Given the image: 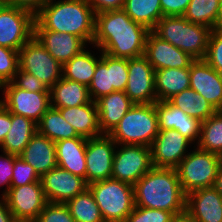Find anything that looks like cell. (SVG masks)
Instances as JSON below:
<instances>
[{
    "instance_id": "cell-1",
    "label": "cell",
    "mask_w": 222,
    "mask_h": 222,
    "mask_svg": "<svg viewBox=\"0 0 222 222\" xmlns=\"http://www.w3.org/2000/svg\"><path fill=\"white\" fill-rule=\"evenodd\" d=\"M150 30L133 21L123 9L96 14L92 42L101 52L115 58H138L144 55Z\"/></svg>"
},
{
    "instance_id": "cell-2",
    "label": "cell",
    "mask_w": 222,
    "mask_h": 222,
    "mask_svg": "<svg viewBox=\"0 0 222 222\" xmlns=\"http://www.w3.org/2000/svg\"><path fill=\"white\" fill-rule=\"evenodd\" d=\"M55 1V2H54ZM48 0L35 15L34 30L70 33L92 44L96 13L87 0Z\"/></svg>"
},
{
    "instance_id": "cell-3",
    "label": "cell",
    "mask_w": 222,
    "mask_h": 222,
    "mask_svg": "<svg viewBox=\"0 0 222 222\" xmlns=\"http://www.w3.org/2000/svg\"><path fill=\"white\" fill-rule=\"evenodd\" d=\"M133 187L135 206L173 214L186 209V195L176 169L153 167Z\"/></svg>"
},
{
    "instance_id": "cell-4",
    "label": "cell",
    "mask_w": 222,
    "mask_h": 222,
    "mask_svg": "<svg viewBox=\"0 0 222 222\" xmlns=\"http://www.w3.org/2000/svg\"><path fill=\"white\" fill-rule=\"evenodd\" d=\"M213 29L188 21L183 16H163L152 32L195 60L205 58Z\"/></svg>"
},
{
    "instance_id": "cell-5",
    "label": "cell",
    "mask_w": 222,
    "mask_h": 222,
    "mask_svg": "<svg viewBox=\"0 0 222 222\" xmlns=\"http://www.w3.org/2000/svg\"><path fill=\"white\" fill-rule=\"evenodd\" d=\"M159 133L155 103L134 104L111 131L109 136L117 144L151 147Z\"/></svg>"
},
{
    "instance_id": "cell-6",
    "label": "cell",
    "mask_w": 222,
    "mask_h": 222,
    "mask_svg": "<svg viewBox=\"0 0 222 222\" xmlns=\"http://www.w3.org/2000/svg\"><path fill=\"white\" fill-rule=\"evenodd\" d=\"M105 222H124L135 208L133 185L109 178L88 185Z\"/></svg>"
},
{
    "instance_id": "cell-7",
    "label": "cell",
    "mask_w": 222,
    "mask_h": 222,
    "mask_svg": "<svg viewBox=\"0 0 222 222\" xmlns=\"http://www.w3.org/2000/svg\"><path fill=\"white\" fill-rule=\"evenodd\" d=\"M220 166L221 156L218 154L197 147L187 153L176 168L184 194L214 186Z\"/></svg>"
},
{
    "instance_id": "cell-8",
    "label": "cell",
    "mask_w": 222,
    "mask_h": 222,
    "mask_svg": "<svg viewBox=\"0 0 222 222\" xmlns=\"http://www.w3.org/2000/svg\"><path fill=\"white\" fill-rule=\"evenodd\" d=\"M63 65L33 36L19 50V68L50 89L62 77Z\"/></svg>"
},
{
    "instance_id": "cell-9",
    "label": "cell",
    "mask_w": 222,
    "mask_h": 222,
    "mask_svg": "<svg viewBox=\"0 0 222 222\" xmlns=\"http://www.w3.org/2000/svg\"><path fill=\"white\" fill-rule=\"evenodd\" d=\"M116 149L111 178L134 185L153 168L150 147L117 144Z\"/></svg>"
},
{
    "instance_id": "cell-10",
    "label": "cell",
    "mask_w": 222,
    "mask_h": 222,
    "mask_svg": "<svg viewBox=\"0 0 222 222\" xmlns=\"http://www.w3.org/2000/svg\"><path fill=\"white\" fill-rule=\"evenodd\" d=\"M35 15L25 9L0 7V46L19 51L34 36Z\"/></svg>"
},
{
    "instance_id": "cell-11",
    "label": "cell",
    "mask_w": 222,
    "mask_h": 222,
    "mask_svg": "<svg viewBox=\"0 0 222 222\" xmlns=\"http://www.w3.org/2000/svg\"><path fill=\"white\" fill-rule=\"evenodd\" d=\"M4 98L0 102L10 113L24 116L38 123L43 114L51 107L50 92H30L17 87L13 82L0 87Z\"/></svg>"
},
{
    "instance_id": "cell-12",
    "label": "cell",
    "mask_w": 222,
    "mask_h": 222,
    "mask_svg": "<svg viewBox=\"0 0 222 222\" xmlns=\"http://www.w3.org/2000/svg\"><path fill=\"white\" fill-rule=\"evenodd\" d=\"M18 222H33L48 203L41 181L10 187L3 196Z\"/></svg>"
},
{
    "instance_id": "cell-13",
    "label": "cell",
    "mask_w": 222,
    "mask_h": 222,
    "mask_svg": "<svg viewBox=\"0 0 222 222\" xmlns=\"http://www.w3.org/2000/svg\"><path fill=\"white\" fill-rule=\"evenodd\" d=\"M116 146L117 143L108 134L87 139L85 159L88 185L111 178Z\"/></svg>"
},
{
    "instance_id": "cell-14",
    "label": "cell",
    "mask_w": 222,
    "mask_h": 222,
    "mask_svg": "<svg viewBox=\"0 0 222 222\" xmlns=\"http://www.w3.org/2000/svg\"><path fill=\"white\" fill-rule=\"evenodd\" d=\"M124 92L135 104L157 101L155 70L144 56L128 59V82Z\"/></svg>"
},
{
    "instance_id": "cell-15",
    "label": "cell",
    "mask_w": 222,
    "mask_h": 222,
    "mask_svg": "<svg viewBox=\"0 0 222 222\" xmlns=\"http://www.w3.org/2000/svg\"><path fill=\"white\" fill-rule=\"evenodd\" d=\"M192 144L177 130H159L151 145L153 167L176 169Z\"/></svg>"
},
{
    "instance_id": "cell-16",
    "label": "cell",
    "mask_w": 222,
    "mask_h": 222,
    "mask_svg": "<svg viewBox=\"0 0 222 222\" xmlns=\"http://www.w3.org/2000/svg\"><path fill=\"white\" fill-rule=\"evenodd\" d=\"M48 202L66 203L88 188L85 179L56 166L40 177Z\"/></svg>"
},
{
    "instance_id": "cell-17",
    "label": "cell",
    "mask_w": 222,
    "mask_h": 222,
    "mask_svg": "<svg viewBox=\"0 0 222 222\" xmlns=\"http://www.w3.org/2000/svg\"><path fill=\"white\" fill-rule=\"evenodd\" d=\"M143 56L149 61L154 70L190 68L195 61L190 55L162 40L152 31L147 35Z\"/></svg>"
},
{
    "instance_id": "cell-18",
    "label": "cell",
    "mask_w": 222,
    "mask_h": 222,
    "mask_svg": "<svg viewBox=\"0 0 222 222\" xmlns=\"http://www.w3.org/2000/svg\"><path fill=\"white\" fill-rule=\"evenodd\" d=\"M189 77L190 88L203 96L217 111L222 110V74L201 59L191 64Z\"/></svg>"
},
{
    "instance_id": "cell-19",
    "label": "cell",
    "mask_w": 222,
    "mask_h": 222,
    "mask_svg": "<svg viewBox=\"0 0 222 222\" xmlns=\"http://www.w3.org/2000/svg\"><path fill=\"white\" fill-rule=\"evenodd\" d=\"M155 108L158 117L159 130H177L191 143L200 137L201 122L173 106L169 101H156ZM196 140V141H195Z\"/></svg>"
},
{
    "instance_id": "cell-20",
    "label": "cell",
    "mask_w": 222,
    "mask_h": 222,
    "mask_svg": "<svg viewBox=\"0 0 222 222\" xmlns=\"http://www.w3.org/2000/svg\"><path fill=\"white\" fill-rule=\"evenodd\" d=\"M186 210L196 222H222V196L212 186L186 195Z\"/></svg>"
},
{
    "instance_id": "cell-21",
    "label": "cell",
    "mask_w": 222,
    "mask_h": 222,
    "mask_svg": "<svg viewBox=\"0 0 222 222\" xmlns=\"http://www.w3.org/2000/svg\"><path fill=\"white\" fill-rule=\"evenodd\" d=\"M34 36L62 65L79 54L87 45L80 37L66 32L34 30Z\"/></svg>"
},
{
    "instance_id": "cell-22",
    "label": "cell",
    "mask_w": 222,
    "mask_h": 222,
    "mask_svg": "<svg viewBox=\"0 0 222 222\" xmlns=\"http://www.w3.org/2000/svg\"><path fill=\"white\" fill-rule=\"evenodd\" d=\"M102 134H110L135 104L124 91H115L95 101Z\"/></svg>"
},
{
    "instance_id": "cell-23",
    "label": "cell",
    "mask_w": 222,
    "mask_h": 222,
    "mask_svg": "<svg viewBox=\"0 0 222 222\" xmlns=\"http://www.w3.org/2000/svg\"><path fill=\"white\" fill-rule=\"evenodd\" d=\"M19 157L30 164L40 177L58 165L55 142L38 132L31 138Z\"/></svg>"
},
{
    "instance_id": "cell-24",
    "label": "cell",
    "mask_w": 222,
    "mask_h": 222,
    "mask_svg": "<svg viewBox=\"0 0 222 222\" xmlns=\"http://www.w3.org/2000/svg\"><path fill=\"white\" fill-rule=\"evenodd\" d=\"M57 166L86 180L87 138L75 137L55 142Z\"/></svg>"
},
{
    "instance_id": "cell-25",
    "label": "cell",
    "mask_w": 222,
    "mask_h": 222,
    "mask_svg": "<svg viewBox=\"0 0 222 222\" xmlns=\"http://www.w3.org/2000/svg\"><path fill=\"white\" fill-rule=\"evenodd\" d=\"M56 109L72 125L79 136L88 139L102 135L96 102L91 100L89 103L80 106Z\"/></svg>"
},
{
    "instance_id": "cell-26",
    "label": "cell",
    "mask_w": 222,
    "mask_h": 222,
    "mask_svg": "<svg viewBox=\"0 0 222 222\" xmlns=\"http://www.w3.org/2000/svg\"><path fill=\"white\" fill-rule=\"evenodd\" d=\"M50 105L67 108L87 104L91 101L88 87L61 77L50 89Z\"/></svg>"
},
{
    "instance_id": "cell-27",
    "label": "cell",
    "mask_w": 222,
    "mask_h": 222,
    "mask_svg": "<svg viewBox=\"0 0 222 222\" xmlns=\"http://www.w3.org/2000/svg\"><path fill=\"white\" fill-rule=\"evenodd\" d=\"M190 88L189 68L155 70L157 101H168L174 95Z\"/></svg>"
},
{
    "instance_id": "cell-28",
    "label": "cell",
    "mask_w": 222,
    "mask_h": 222,
    "mask_svg": "<svg viewBox=\"0 0 222 222\" xmlns=\"http://www.w3.org/2000/svg\"><path fill=\"white\" fill-rule=\"evenodd\" d=\"M36 132L37 123L11 113V127L0 145L1 151L19 156Z\"/></svg>"
},
{
    "instance_id": "cell-29",
    "label": "cell",
    "mask_w": 222,
    "mask_h": 222,
    "mask_svg": "<svg viewBox=\"0 0 222 222\" xmlns=\"http://www.w3.org/2000/svg\"><path fill=\"white\" fill-rule=\"evenodd\" d=\"M98 58L89 50L83 49L63 64L62 77L88 87L95 73L96 65L101 60V55Z\"/></svg>"
},
{
    "instance_id": "cell-30",
    "label": "cell",
    "mask_w": 222,
    "mask_h": 222,
    "mask_svg": "<svg viewBox=\"0 0 222 222\" xmlns=\"http://www.w3.org/2000/svg\"><path fill=\"white\" fill-rule=\"evenodd\" d=\"M168 101L201 123L217 112L211 103L192 88L183 90Z\"/></svg>"
},
{
    "instance_id": "cell-31",
    "label": "cell",
    "mask_w": 222,
    "mask_h": 222,
    "mask_svg": "<svg viewBox=\"0 0 222 222\" xmlns=\"http://www.w3.org/2000/svg\"><path fill=\"white\" fill-rule=\"evenodd\" d=\"M37 132L53 142L63 139L82 137L77 134L56 108L50 107L37 123Z\"/></svg>"
},
{
    "instance_id": "cell-32",
    "label": "cell",
    "mask_w": 222,
    "mask_h": 222,
    "mask_svg": "<svg viewBox=\"0 0 222 222\" xmlns=\"http://www.w3.org/2000/svg\"><path fill=\"white\" fill-rule=\"evenodd\" d=\"M123 10L133 21L150 31L163 17L160 0H125Z\"/></svg>"
},
{
    "instance_id": "cell-33",
    "label": "cell",
    "mask_w": 222,
    "mask_h": 222,
    "mask_svg": "<svg viewBox=\"0 0 222 222\" xmlns=\"http://www.w3.org/2000/svg\"><path fill=\"white\" fill-rule=\"evenodd\" d=\"M183 17L211 29L220 28V0H191Z\"/></svg>"
},
{
    "instance_id": "cell-34",
    "label": "cell",
    "mask_w": 222,
    "mask_h": 222,
    "mask_svg": "<svg viewBox=\"0 0 222 222\" xmlns=\"http://www.w3.org/2000/svg\"><path fill=\"white\" fill-rule=\"evenodd\" d=\"M65 204L75 222H105L89 188L77 194Z\"/></svg>"
},
{
    "instance_id": "cell-35",
    "label": "cell",
    "mask_w": 222,
    "mask_h": 222,
    "mask_svg": "<svg viewBox=\"0 0 222 222\" xmlns=\"http://www.w3.org/2000/svg\"><path fill=\"white\" fill-rule=\"evenodd\" d=\"M195 144L201 150L222 156V110L201 123L200 137Z\"/></svg>"
},
{
    "instance_id": "cell-36",
    "label": "cell",
    "mask_w": 222,
    "mask_h": 222,
    "mask_svg": "<svg viewBox=\"0 0 222 222\" xmlns=\"http://www.w3.org/2000/svg\"><path fill=\"white\" fill-rule=\"evenodd\" d=\"M101 60L97 63L92 81L88 86L89 95L92 101L108 95L116 90L110 87L109 70L107 69V54L101 52Z\"/></svg>"
},
{
    "instance_id": "cell-37",
    "label": "cell",
    "mask_w": 222,
    "mask_h": 222,
    "mask_svg": "<svg viewBox=\"0 0 222 222\" xmlns=\"http://www.w3.org/2000/svg\"><path fill=\"white\" fill-rule=\"evenodd\" d=\"M110 87L116 91H125L128 82V59L115 58L107 54Z\"/></svg>"
},
{
    "instance_id": "cell-38",
    "label": "cell",
    "mask_w": 222,
    "mask_h": 222,
    "mask_svg": "<svg viewBox=\"0 0 222 222\" xmlns=\"http://www.w3.org/2000/svg\"><path fill=\"white\" fill-rule=\"evenodd\" d=\"M19 68V51L0 46V87L12 82Z\"/></svg>"
},
{
    "instance_id": "cell-39",
    "label": "cell",
    "mask_w": 222,
    "mask_h": 222,
    "mask_svg": "<svg viewBox=\"0 0 222 222\" xmlns=\"http://www.w3.org/2000/svg\"><path fill=\"white\" fill-rule=\"evenodd\" d=\"M204 60L222 74V27L212 30Z\"/></svg>"
},
{
    "instance_id": "cell-40",
    "label": "cell",
    "mask_w": 222,
    "mask_h": 222,
    "mask_svg": "<svg viewBox=\"0 0 222 222\" xmlns=\"http://www.w3.org/2000/svg\"><path fill=\"white\" fill-rule=\"evenodd\" d=\"M33 222H75L65 203L48 202Z\"/></svg>"
},
{
    "instance_id": "cell-41",
    "label": "cell",
    "mask_w": 222,
    "mask_h": 222,
    "mask_svg": "<svg viewBox=\"0 0 222 222\" xmlns=\"http://www.w3.org/2000/svg\"><path fill=\"white\" fill-rule=\"evenodd\" d=\"M39 180L40 176L36 173L35 169L17 156L14 160L11 187L24 186L28 183L38 182Z\"/></svg>"
},
{
    "instance_id": "cell-42",
    "label": "cell",
    "mask_w": 222,
    "mask_h": 222,
    "mask_svg": "<svg viewBox=\"0 0 222 222\" xmlns=\"http://www.w3.org/2000/svg\"><path fill=\"white\" fill-rule=\"evenodd\" d=\"M173 215L169 211L135 206L124 222H170Z\"/></svg>"
},
{
    "instance_id": "cell-43",
    "label": "cell",
    "mask_w": 222,
    "mask_h": 222,
    "mask_svg": "<svg viewBox=\"0 0 222 222\" xmlns=\"http://www.w3.org/2000/svg\"><path fill=\"white\" fill-rule=\"evenodd\" d=\"M12 82L19 88L30 92H49L48 87L37 77L18 68Z\"/></svg>"
},
{
    "instance_id": "cell-44",
    "label": "cell",
    "mask_w": 222,
    "mask_h": 222,
    "mask_svg": "<svg viewBox=\"0 0 222 222\" xmlns=\"http://www.w3.org/2000/svg\"><path fill=\"white\" fill-rule=\"evenodd\" d=\"M3 155H0V185H6V189L3 190L1 194L4 196L11 187V179L14 169V160L17 155L9 154L3 152Z\"/></svg>"
},
{
    "instance_id": "cell-45",
    "label": "cell",
    "mask_w": 222,
    "mask_h": 222,
    "mask_svg": "<svg viewBox=\"0 0 222 222\" xmlns=\"http://www.w3.org/2000/svg\"><path fill=\"white\" fill-rule=\"evenodd\" d=\"M191 0H160L163 16H183Z\"/></svg>"
},
{
    "instance_id": "cell-46",
    "label": "cell",
    "mask_w": 222,
    "mask_h": 222,
    "mask_svg": "<svg viewBox=\"0 0 222 222\" xmlns=\"http://www.w3.org/2000/svg\"><path fill=\"white\" fill-rule=\"evenodd\" d=\"M48 0H3L4 5L30 11L36 15Z\"/></svg>"
},
{
    "instance_id": "cell-47",
    "label": "cell",
    "mask_w": 222,
    "mask_h": 222,
    "mask_svg": "<svg viewBox=\"0 0 222 222\" xmlns=\"http://www.w3.org/2000/svg\"><path fill=\"white\" fill-rule=\"evenodd\" d=\"M96 14L123 9L125 0H87Z\"/></svg>"
},
{
    "instance_id": "cell-48",
    "label": "cell",
    "mask_w": 222,
    "mask_h": 222,
    "mask_svg": "<svg viewBox=\"0 0 222 222\" xmlns=\"http://www.w3.org/2000/svg\"><path fill=\"white\" fill-rule=\"evenodd\" d=\"M10 127H11V113L0 102V145L3 143Z\"/></svg>"
},
{
    "instance_id": "cell-49",
    "label": "cell",
    "mask_w": 222,
    "mask_h": 222,
    "mask_svg": "<svg viewBox=\"0 0 222 222\" xmlns=\"http://www.w3.org/2000/svg\"><path fill=\"white\" fill-rule=\"evenodd\" d=\"M0 222H18L7 206L5 198L2 196L0 197Z\"/></svg>"
},
{
    "instance_id": "cell-50",
    "label": "cell",
    "mask_w": 222,
    "mask_h": 222,
    "mask_svg": "<svg viewBox=\"0 0 222 222\" xmlns=\"http://www.w3.org/2000/svg\"><path fill=\"white\" fill-rule=\"evenodd\" d=\"M170 222H196L192 215L185 209L184 211L174 214Z\"/></svg>"
},
{
    "instance_id": "cell-51",
    "label": "cell",
    "mask_w": 222,
    "mask_h": 222,
    "mask_svg": "<svg viewBox=\"0 0 222 222\" xmlns=\"http://www.w3.org/2000/svg\"><path fill=\"white\" fill-rule=\"evenodd\" d=\"M218 193L222 196V164L218 170L217 177L213 186Z\"/></svg>"
},
{
    "instance_id": "cell-52",
    "label": "cell",
    "mask_w": 222,
    "mask_h": 222,
    "mask_svg": "<svg viewBox=\"0 0 222 222\" xmlns=\"http://www.w3.org/2000/svg\"><path fill=\"white\" fill-rule=\"evenodd\" d=\"M220 27H222V0H220Z\"/></svg>"
},
{
    "instance_id": "cell-53",
    "label": "cell",
    "mask_w": 222,
    "mask_h": 222,
    "mask_svg": "<svg viewBox=\"0 0 222 222\" xmlns=\"http://www.w3.org/2000/svg\"><path fill=\"white\" fill-rule=\"evenodd\" d=\"M4 3H3V0H0V7L3 5Z\"/></svg>"
}]
</instances>
